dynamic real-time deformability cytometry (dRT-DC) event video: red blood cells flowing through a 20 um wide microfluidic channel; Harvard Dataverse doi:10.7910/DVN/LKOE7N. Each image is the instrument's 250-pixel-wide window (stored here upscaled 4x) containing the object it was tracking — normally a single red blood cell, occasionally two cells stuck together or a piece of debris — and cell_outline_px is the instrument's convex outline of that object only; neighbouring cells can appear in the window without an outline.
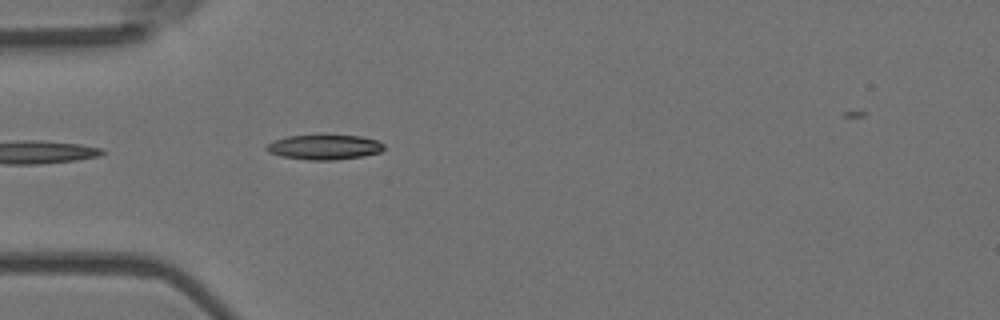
{"species": "Egyptian fruit bat (a non-hibernating species)", "species_latin": "Rousettus aegyptiacus", "temperature_condition": "room temperature", "stored_images_in_passage": 3, "camera_frame_rate_fps": 3000, "um_per_image_px": 0.085, "animal": {"sex": "female"}, "frame": {"image": 1, "passage_image": 3, "time_ms": 0.667, "image_size_px": [1000, 320], "cell_outline_px": [[384, 148], [380, 152], [364, 156], [336, 160], [308, 160], [280, 156], [268, 152], [264, 148], [268, 144], [276, 140], [288, 136], [360, 136], [380, 140], [384, 144]], "centroid_in_image_um": [27.6, 12.52], "position_along_channel_um": 57.4, "area_um2": 16.94}}